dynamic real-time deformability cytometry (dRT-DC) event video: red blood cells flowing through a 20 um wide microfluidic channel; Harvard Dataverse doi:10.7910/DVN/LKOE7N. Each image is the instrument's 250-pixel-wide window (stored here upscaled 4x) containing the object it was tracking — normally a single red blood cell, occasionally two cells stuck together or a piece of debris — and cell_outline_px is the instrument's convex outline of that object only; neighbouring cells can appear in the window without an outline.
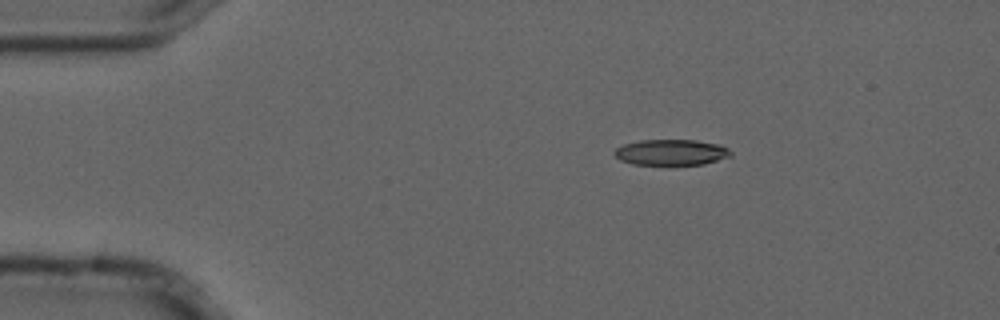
{"species": "common noctule bat (a hibernating species)", "species_latin": "Nyctalus noctula", "temperature_condition": "cold", "stored_images_in_passage": 3, "camera_frame_rate_fps": 3000, "um_per_image_px": 0.085, "animal": {"sex": "male", "forearm_length_mm": 52.5}, "frame": {"image": 1, "passage_image": 1, "time_ms": 0.0, "image_size_px": [1000, 320], "cell_outline_px": [[732, 156], [704, 164], [632, 164], [620, 160], [612, 152], [616, 148], [624, 144], [640, 140], [696, 140], [720, 144], [728, 148], [732, 152]], "centroid_in_image_um": [57.07, 12.94], "position_along_channel_um": 27.9, "area_um2": 17.51}}
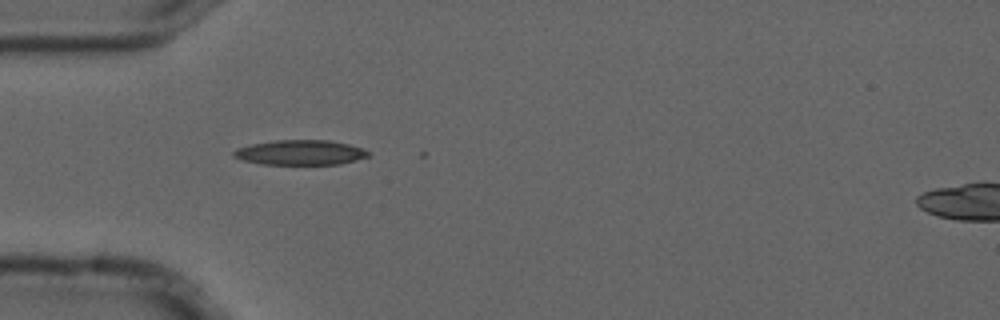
{"frame": {"image": 2, "passage_image": 3, "time_ms": 0.667, "image_size_px": [1000, 320], "cell_outline_px": [[368, 156], [356, 160], [340, 164], [260, 164], [244, 160], [232, 156], [232, 152], [236, 148], [252, 144], [276, 140], [328, 140], [348, 144], [360, 148], [368, 152]], "centroid_in_image_um": [25.48, 12.96], "position_along_channel_um": 59.5, "area_um2": 19.36}}